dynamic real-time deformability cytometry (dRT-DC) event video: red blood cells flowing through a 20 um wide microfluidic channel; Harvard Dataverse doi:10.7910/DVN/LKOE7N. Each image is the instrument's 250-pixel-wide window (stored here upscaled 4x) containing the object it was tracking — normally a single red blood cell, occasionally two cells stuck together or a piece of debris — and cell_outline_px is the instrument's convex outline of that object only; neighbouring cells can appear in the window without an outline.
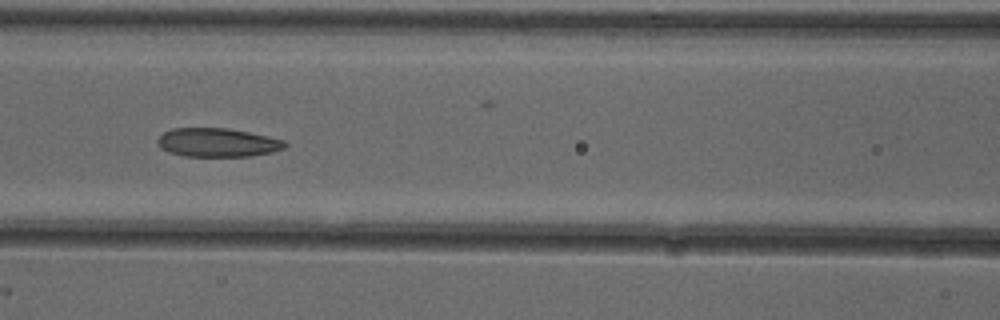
{"species": "common noctule bat (a hibernating species)", "species_latin": "Nyctalus noctula", "temperature_condition": "cold", "stored_images_in_passage": 8, "camera_frame_rate_fps": 3000, "um_per_image_px": 0.085, "animal": {"sex": "female"}, "frame": {"image": 1, "passage_image": 6, "time_ms": 1.667, "image_size_px": [1000, 320], "cell_outline_px": [[288, 144], [284, 148], [272, 152], [248, 156], [184, 156], [168, 152], [160, 148], [156, 140], [164, 132], [172, 128], [228, 128], [268, 136], [284, 140]], "centroid_in_image_um": [18.47, 12.11], "position_along_channel_um": 148.1, "area_um2": 21.33}}
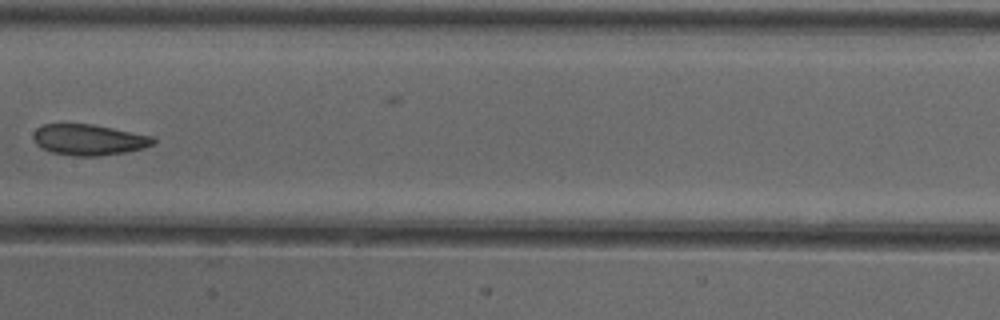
{"frame": {"image": 2, "passage_image": 7, "time_ms": 2.0, "image_size_px": [1000, 320], "cell_outline_px": [[156, 140], [152, 144], [144, 148], [124, 152], [100, 156], [76, 156], [52, 152], [40, 148], [36, 144], [32, 136], [32, 132], [36, 128], [44, 124], [92, 124], [152, 136]], "centroid_in_image_um": [7.5, 11.88], "position_along_channel_um": 199.9, "area_um2": 21.56}}
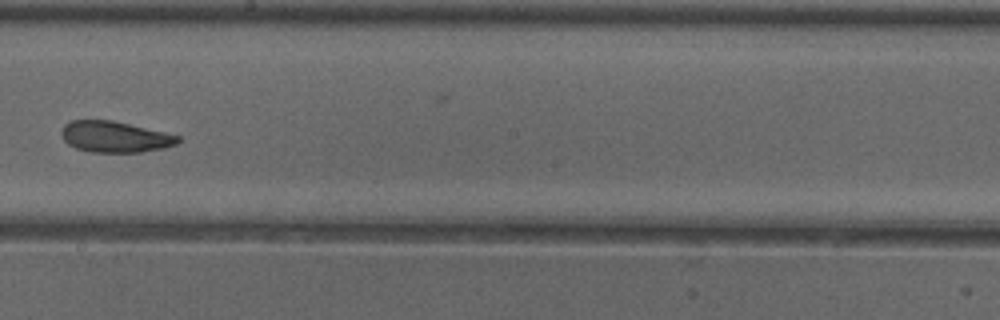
{"frame": {"image": 3, "passage_image": 8, "time_ms": 2.333, "image_size_px": [1000, 320], "cell_outline_px": [[180, 140], [176, 144], [164, 148], [140, 152], [92, 152], [76, 148], [68, 144], [64, 140], [60, 132], [64, 124], [72, 120], [112, 120], [164, 132], [180, 136]], "centroid_in_image_um": [9.75, 11.63], "position_along_channel_um": 238.5, "area_um2": 21.04}}